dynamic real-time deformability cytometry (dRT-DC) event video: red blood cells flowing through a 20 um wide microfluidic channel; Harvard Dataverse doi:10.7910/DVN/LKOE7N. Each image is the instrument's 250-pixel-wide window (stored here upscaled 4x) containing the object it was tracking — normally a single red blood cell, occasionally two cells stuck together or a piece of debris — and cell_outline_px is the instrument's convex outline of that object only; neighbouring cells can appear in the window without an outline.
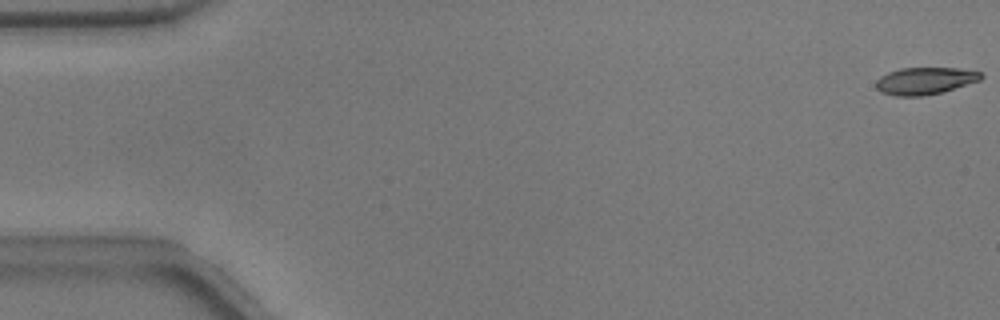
{"species": "common noctule bat (a hibernating species)", "species_latin": "Nyctalus noctula", "temperature_condition": "warm", "stored_images_in_passage": 54, "camera_frame_rate_fps": 3000, "um_per_image_px": 0.085, "animal": {"sex": "male", "body_mass_g": 17.9}, "frame": {"image": 1, "passage_image": 1, "time_ms": 0.0, "image_size_px": [1000, 320], "cell_outline_px": [[984, 76], [980, 80], [940, 92], [924, 96], [896, 96], [880, 92], [876, 88], [876, 80], [880, 76], [888, 72], [900, 68], [956, 68], [980, 72]], "centroid_in_image_um": [78.57, 6.87], "position_along_channel_um": 6.4, "area_um2": 16.47}}
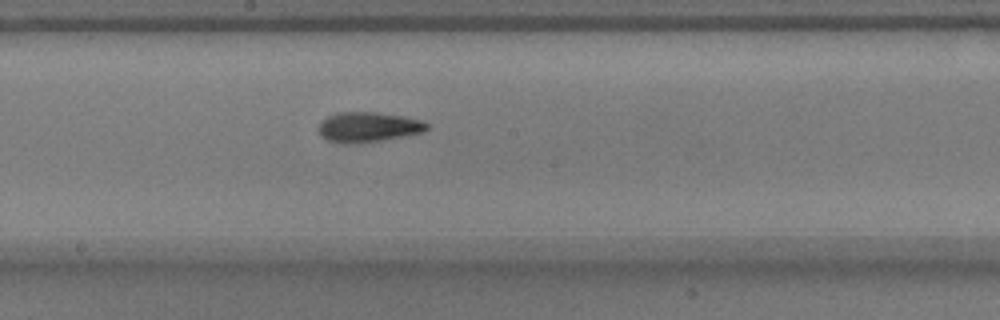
{"frame": {"image": 2, "passage_image": 29, "time_ms": 9.333, "image_size_px": [1000, 320], "cell_outline_px": [[428, 128], [424, 132], [404, 136], [380, 140], [348, 144], [328, 140], [320, 136], [316, 128], [320, 120], [336, 112], [376, 112], [404, 116], [424, 120], [428, 124]], "centroid_in_image_um": [31.27, 10.78], "position_along_channel_um": 216.9, "area_um2": 19.19}}
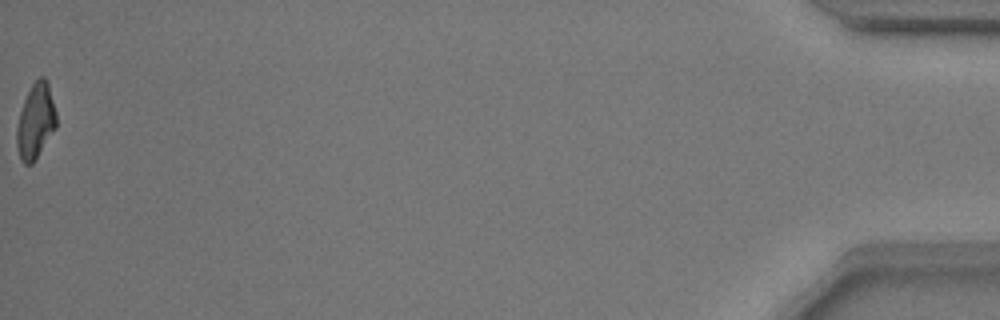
{"frame": {"image": 3, "passage_image": 54, "time_ms": 17.667, "image_size_px": [1000, 320], "cell_outline_px": [[56, 128], [32, 164], [24, 164], [20, 160], [16, 144], [16, 128], [20, 112], [24, 100], [32, 84], [40, 76], [44, 76], [48, 80], [56, 112]], "centroid_in_image_um": [3.03, 10.29], "position_along_channel_um": 432.2, "area_um2": 17.4}, "authors_computed_cell_mechanics": {"area_um2": 17.8313, "velocity_mm_per_s": 3.7946, "shape_relaxation_time_tau1_ms": 3.4012, "shape_relaxation_time_tau2_ms": 3.521, "deformation_change_tau1": 0.1467, "deformation_change_tau2": 0.1224}}